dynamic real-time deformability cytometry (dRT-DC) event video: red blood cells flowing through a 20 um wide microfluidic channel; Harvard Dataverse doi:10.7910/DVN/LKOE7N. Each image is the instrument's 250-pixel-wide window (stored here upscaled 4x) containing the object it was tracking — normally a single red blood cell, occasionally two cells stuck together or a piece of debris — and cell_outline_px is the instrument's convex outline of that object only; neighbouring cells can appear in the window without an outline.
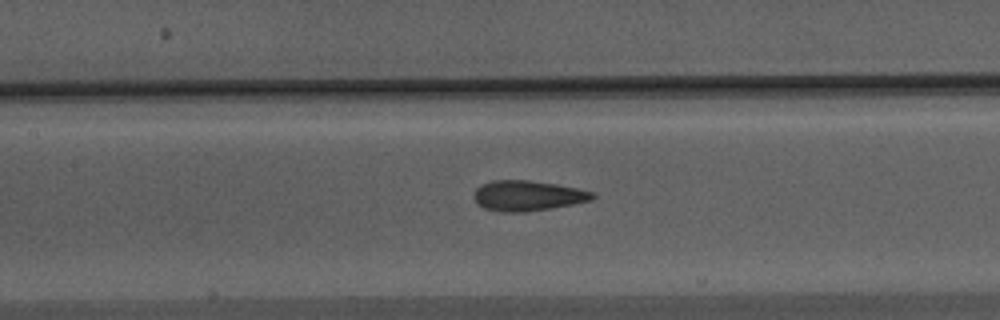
{"species": "Egyptian fruit bat (a non-hibernating species)", "species_latin": "Rousettus aegyptiacus", "temperature_condition": "warm", "stored_images_in_passage": 20, "camera_frame_rate_fps": 3000, "um_per_image_px": 0.085, "animal": {"sex": "male"}, "frame": {"image": 1, "passage_image": 16, "time_ms": 5.0, "image_size_px": [1000, 320], "cell_outline_px": [[596, 196], [592, 200], [572, 204], [524, 212], [500, 212], [484, 208], [476, 204], [472, 196], [476, 188], [492, 180], [528, 180], [556, 184], [596, 192]], "centroid_in_image_um": [44.82, 16.63], "position_along_channel_um": 162.6, "area_um2": 20.98}}
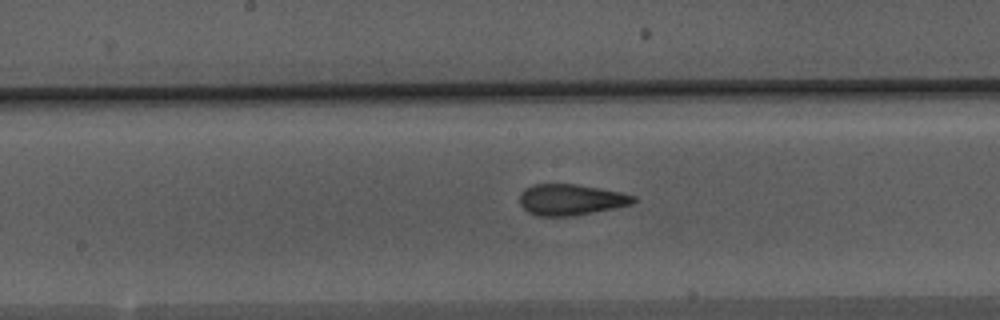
{"frame": {"image": 2, "passage_image": 19, "time_ms": 6.0, "image_size_px": [1000, 320], "cell_outline_px": [[636, 200], [632, 204], [572, 216], [536, 216], [528, 212], [520, 204], [520, 192], [524, 188], [532, 184], [576, 184], [620, 192], [636, 196]], "centroid_in_image_um": [48.48, 16.97], "position_along_channel_um": 199.7, "area_um2": 20.52}}